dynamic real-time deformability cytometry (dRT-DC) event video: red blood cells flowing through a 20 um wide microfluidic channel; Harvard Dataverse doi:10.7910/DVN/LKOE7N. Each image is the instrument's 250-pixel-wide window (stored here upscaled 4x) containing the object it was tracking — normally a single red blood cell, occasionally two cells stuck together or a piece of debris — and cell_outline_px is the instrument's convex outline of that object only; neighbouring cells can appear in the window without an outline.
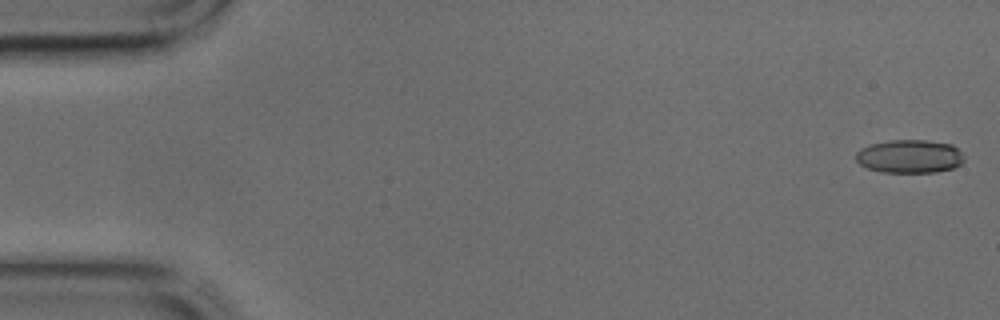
{"species": "common noctule bat (a hibernating species)", "species_latin": "Nyctalus noctula", "temperature_condition": "cold", "stored_images_in_passage": 44, "camera_frame_rate_fps": 3000, "um_per_image_px": 0.085, "animal": {"sex": "male", "body_mass_g": 17.9, "forearm_length_mm": 54.2}, "frame": {"image": 1, "passage_image": 1, "time_ms": 0.0, "image_size_px": [1000, 320], "cell_outline_px": [[964, 160], [960, 164], [952, 168], [936, 172], [884, 172], [868, 168], [860, 164], [856, 160], [856, 152], [860, 148], [872, 144], [888, 140], [928, 140], [952, 144], [964, 156]], "centroid_in_image_um": [77.32, 13.28], "position_along_channel_um": 7.7, "area_um2": 20.98}}
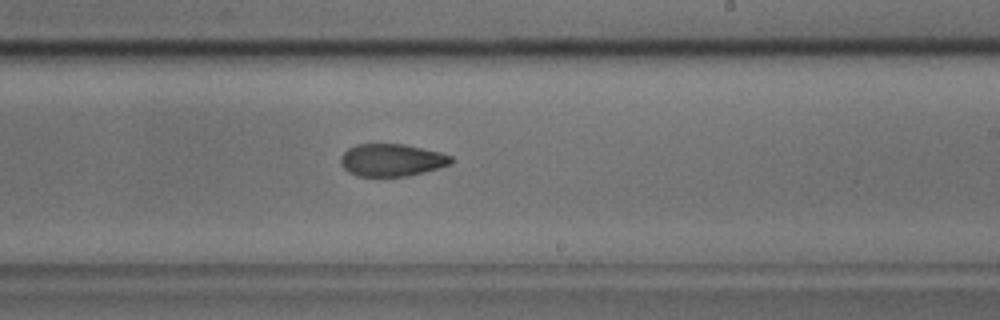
{"frame": {"image": 2, "passage_image": 26, "time_ms": 8.333, "image_size_px": [1000, 320], "cell_outline_px": [[452, 164], [408, 176], [360, 176], [348, 172], [340, 164], [340, 156], [348, 148], [356, 144], [404, 144], [440, 152], [452, 156]], "centroid_in_image_um": [33.28, 13.6], "position_along_channel_um": 255.7, "area_um2": 20.87}}
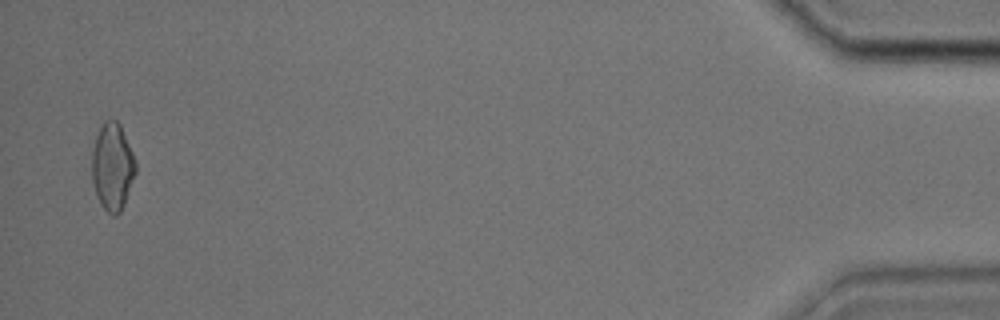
{"frame": {"image": 3, "passage_image": 43, "time_ms": 14.0, "image_size_px": [1000, 320], "cell_outline_px": [[136, 172], [124, 204], [120, 212], [116, 216], [112, 216], [100, 204], [96, 196], [92, 180], [92, 152], [96, 136], [104, 120], [116, 120], [120, 124], [136, 160]], "centroid_in_image_um": [9.56, 14.18], "position_along_channel_um": 425.6, "area_um2": 22.25}}